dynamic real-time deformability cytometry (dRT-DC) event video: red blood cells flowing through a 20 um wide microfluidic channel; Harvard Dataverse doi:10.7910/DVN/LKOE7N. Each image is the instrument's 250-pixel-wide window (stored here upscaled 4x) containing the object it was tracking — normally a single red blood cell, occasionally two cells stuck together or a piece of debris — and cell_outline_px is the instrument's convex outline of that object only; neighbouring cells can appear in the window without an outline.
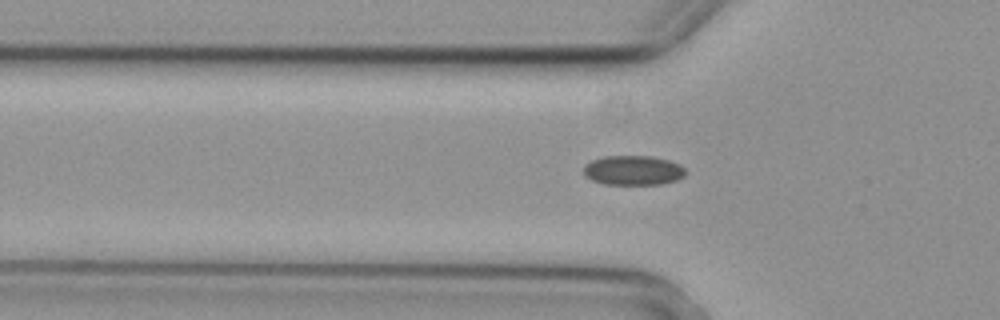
{"species": "common noctule bat (a hibernating species)", "species_latin": "Nyctalus noctula", "temperature_condition": "cold", "stored_images_in_passage": 3, "camera_frame_rate_fps": 3000, "um_per_image_px": 0.085, "animal": {"sex": "female", "body_mass_g": 29.2, "forearm_length_mm": 56.3}, "frame": {"image": 1, "passage_image": 3, "time_ms": 0.667, "image_size_px": [1000, 320], "cell_outline_px": [[684, 176], [676, 180], [660, 184], [604, 184], [592, 180], [584, 176], [584, 164], [592, 160], [604, 156], [652, 156], [668, 160], [680, 164], [684, 168]], "centroid_in_image_um": [53.79, 14.47], "position_along_channel_um": 72.0, "area_um2": 17.57}}